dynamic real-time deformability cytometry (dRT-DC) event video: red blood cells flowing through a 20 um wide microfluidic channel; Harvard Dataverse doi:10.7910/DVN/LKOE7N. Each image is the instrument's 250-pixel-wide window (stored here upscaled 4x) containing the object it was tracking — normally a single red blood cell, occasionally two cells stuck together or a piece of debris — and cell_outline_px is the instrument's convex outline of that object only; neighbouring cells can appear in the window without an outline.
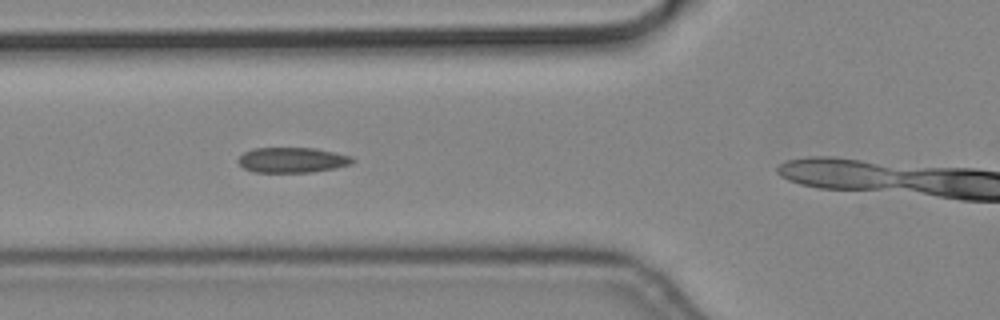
{"species": "common noctule bat (a hibernating species)", "species_latin": "Nyctalus noctula", "temperature_condition": "cold", "stored_images_in_passage": 8, "camera_frame_rate_fps": 3000, "um_per_image_px": 0.085, "animal": {"sex": "male", "body_mass_g": 19.2, "forearm_length_mm": 51.8}, "frame": {"image": 1, "passage_image": 4, "time_ms": 1.0, "image_size_px": [1000, 320], "cell_outline_px": [[356, 160], [352, 164], [336, 168], [312, 172], [252, 172], [244, 168], [236, 160], [244, 152], [252, 148], [316, 148], [352, 156]], "centroid_in_image_um": [24.86, 13.6], "position_along_channel_um": 100.9, "area_um2": 16.99}}